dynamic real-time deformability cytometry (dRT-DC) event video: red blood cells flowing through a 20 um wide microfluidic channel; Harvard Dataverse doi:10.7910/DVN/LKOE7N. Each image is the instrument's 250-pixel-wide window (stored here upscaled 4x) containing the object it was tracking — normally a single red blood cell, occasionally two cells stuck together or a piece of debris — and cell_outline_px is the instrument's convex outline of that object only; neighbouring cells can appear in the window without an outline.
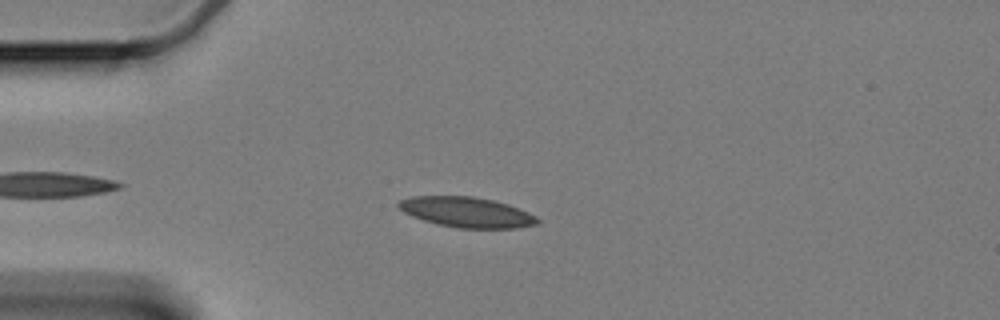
{"species": "Egyptian fruit bat (a non-hibernating species)", "species_latin": "Rousettus aegyptiacus", "temperature_condition": "cold", "stored_images_in_passage": 31, "camera_frame_rate_fps": 3000, "um_per_image_px": 0.085, "animal": {"sex": "female"}, "frame": {"image": 1, "passage_image": 5, "time_ms": 1.333, "image_size_px": [1000, 320], "cell_outline_px": [[540, 224], [516, 228], [456, 228], [436, 224], [412, 216], [396, 208], [396, 204], [400, 200], [412, 196], [472, 196], [492, 200], [508, 204], [528, 212], [536, 216], [540, 220]], "centroid_in_image_um": [39.66, 18.04], "position_along_channel_um": 45.3, "area_um2": 24.68}}
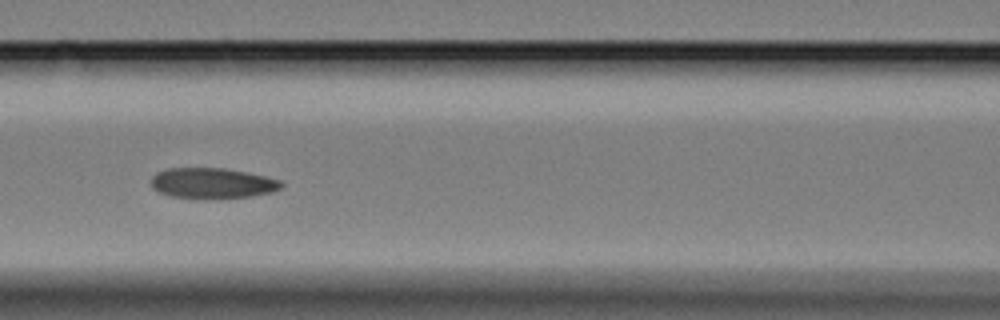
{"frame": {"image": 2, "passage_image": 16, "time_ms": 5.0, "image_size_px": [1000, 320], "cell_outline_px": [[284, 184], [280, 188], [272, 192], [252, 196], [204, 200], [196, 200], [172, 196], [160, 192], [152, 188], [152, 176], [156, 172], [168, 168], [224, 168], [248, 172], [280, 180]], "centroid_in_image_um": [18.04, 15.59], "position_along_channel_um": 148.6, "area_um2": 23.58}}
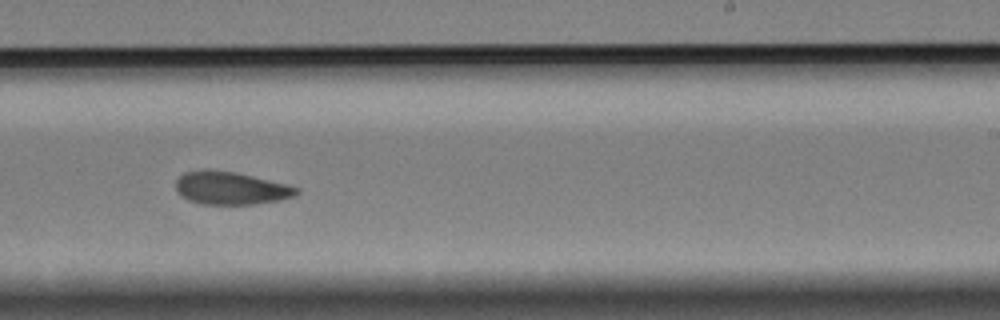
{"frame": {"image": 3, "passage_image": 27, "time_ms": 8.667, "image_size_px": [1000, 320], "cell_outline_px": [[300, 192], [296, 196], [280, 200], [256, 204], [200, 204], [188, 200], [180, 196], [176, 192], [176, 180], [184, 172], [204, 168], [208, 168], [236, 172], [288, 184], [300, 188]], "centroid_in_image_um": [19.61, 15.98], "position_along_channel_um": 269.4, "area_um2": 23.64}}